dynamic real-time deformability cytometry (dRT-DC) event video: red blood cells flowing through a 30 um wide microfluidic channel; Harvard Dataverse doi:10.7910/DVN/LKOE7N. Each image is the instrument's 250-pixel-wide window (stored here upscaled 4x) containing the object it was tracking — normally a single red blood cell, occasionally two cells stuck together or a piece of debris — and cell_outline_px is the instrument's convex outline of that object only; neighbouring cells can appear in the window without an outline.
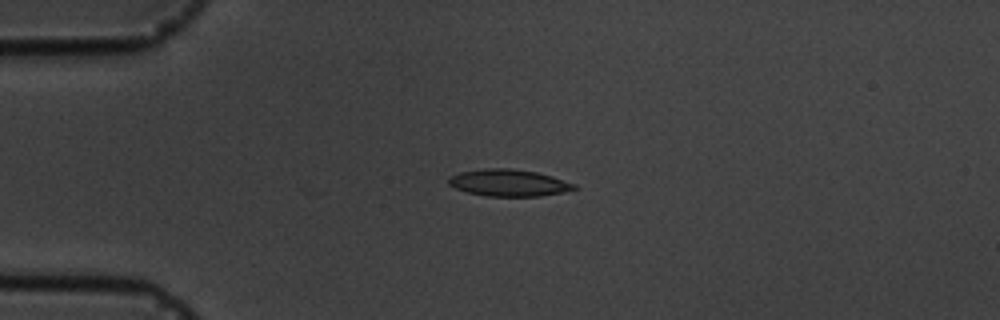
{"species": "common noctule bat (a hibernating species)", "species_latin": "Nyctalus noctula", "temperature_condition": "cold", "stored_images_in_passage": 2, "camera_frame_rate_fps": 3000, "um_per_image_px": 0.085, "animal": {"sex": "male", "body_mass_g": 19.5, "forearm_length_mm": 54.6}, "frame": {"image": 1, "passage_image": 2, "time_ms": 1.0, "image_size_px": [1000, 320], "cell_outline_px": [[576, 188], [564, 192], [540, 196], [488, 196], [468, 192], [456, 188], [448, 184], [448, 176], [460, 172], [484, 168], [512, 168], [536, 172], [552, 176], [576, 184]], "centroid_in_image_um": [43.23, 15.53], "position_along_channel_um": 41.8, "area_um2": 19.65}}